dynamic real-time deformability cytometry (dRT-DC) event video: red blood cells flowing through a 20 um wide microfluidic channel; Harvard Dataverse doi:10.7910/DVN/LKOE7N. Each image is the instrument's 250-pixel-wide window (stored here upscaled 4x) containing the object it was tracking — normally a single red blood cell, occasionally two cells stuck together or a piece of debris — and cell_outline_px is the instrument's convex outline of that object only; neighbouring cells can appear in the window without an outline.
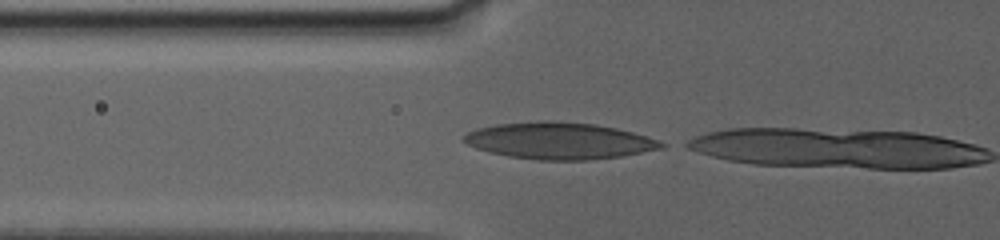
{"species": "human", "species_latin": "Homo sapiens", "temperature_condition": "warm", "stored_images_in_passage": 21, "camera_frame_rate_fps": 3000, "um_per_image_px": 0.085, "donor": {"sex": "female"}, "frame": {"image": 1, "passage_image": 20, "time_ms": 7.333, "image_size_px": [1000, 240], "cell_outline_px": [[668, 144], [664, 148], [620, 156], [588, 160], [536, 160], [508, 156], [488, 152], [476, 148], [460, 140], [468, 132], [476, 128], [496, 124], [540, 120], [552, 120], [596, 124], [616, 128], [632, 132]], "centroid_in_image_um": [47.49, 11.96], "position_along_channel_um": 78.3, "area_um2": 42.37}}